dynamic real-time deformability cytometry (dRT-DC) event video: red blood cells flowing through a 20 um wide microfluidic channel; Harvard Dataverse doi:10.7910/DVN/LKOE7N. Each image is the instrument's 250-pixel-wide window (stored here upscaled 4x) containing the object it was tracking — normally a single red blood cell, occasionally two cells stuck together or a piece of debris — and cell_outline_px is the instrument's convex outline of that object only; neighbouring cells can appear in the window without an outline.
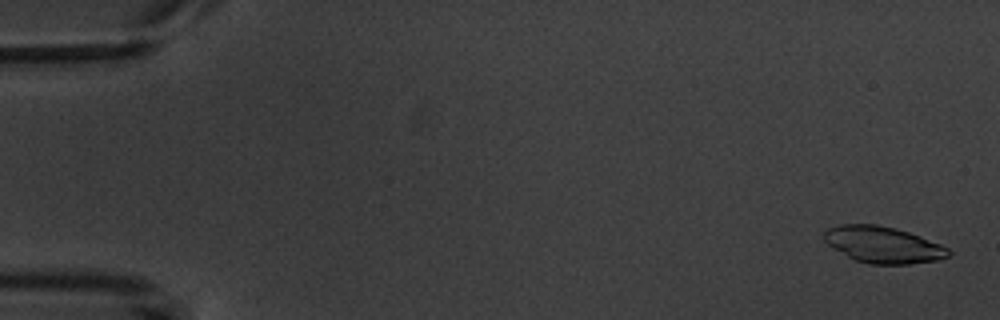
{"species": "common noctule bat (a hibernating species)", "species_latin": "Nyctalus noctula", "temperature_condition": "warm", "stored_images_in_passage": 14, "camera_frame_rate_fps": 3000, "um_per_image_px": 0.085, "animal": {"sex": "male", "body_mass_g": 20.1, "forearm_length_mm": 53.5}, "frame": {"image": 1, "passage_image": 1, "time_ms": 0.0, "image_size_px": [1000, 320], "cell_outline_px": [[952, 252], [948, 256], [936, 260], [908, 264], [868, 264], [856, 260], [848, 256], [828, 244], [824, 240], [824, 232], [828, 228], [840, 224], [876, 224], [896, 228], [920, 236], [940, 244], [948, 248]], "centroid_in_image_um": [75.06, 20.79], "position_along_channel_um": 9.9, "area_um2": 26.24}}